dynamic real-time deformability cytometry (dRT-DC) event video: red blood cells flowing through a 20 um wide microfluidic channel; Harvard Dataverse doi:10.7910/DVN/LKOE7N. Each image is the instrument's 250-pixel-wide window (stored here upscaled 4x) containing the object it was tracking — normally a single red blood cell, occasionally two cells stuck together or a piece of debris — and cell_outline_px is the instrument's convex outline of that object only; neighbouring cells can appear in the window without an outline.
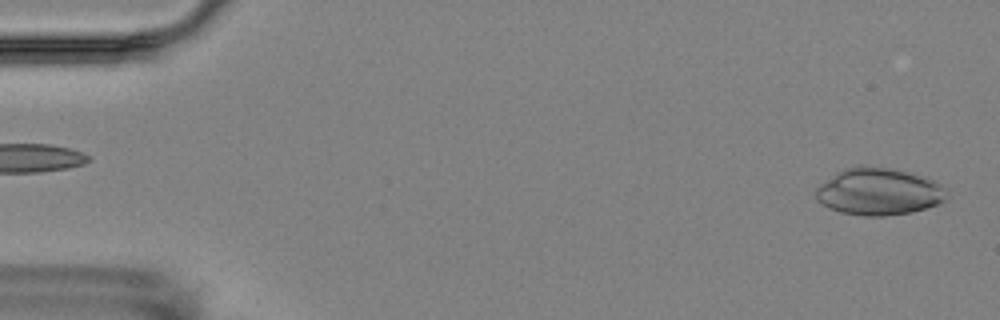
{"species": "Egyptian fruit bat (a non-hibernating species)", "species_latin": "Rousettus aegyptiacus", "temperature_condition": "room temperature", "stored_images_in_passage": 4, "segment_of_instrument_passage": [2, 2], "camera_frame_rate_fps": 3000, "um_per_image_px": 0.085, "animal": {"sex": "female"}, "frame": {"image": 1, "passage_image": 4, "time_ms": 4.333, "image_size_px": [1000, 320], "cell_outline_px": [[948, 196], [940, 204], [912, 212], [884, 216], [864, 216], [840, 212], [828, 208], [816, 200], [816, 188], [820, 184], [836, 172], [844, 168], [856, 164], [864, 164], [912, 172], [936, 180], [948, 192]], "centroid_in_image_um": [74.7, 16.27], "position_along_channel_um": 10.3, "area_um2": 36.59}}